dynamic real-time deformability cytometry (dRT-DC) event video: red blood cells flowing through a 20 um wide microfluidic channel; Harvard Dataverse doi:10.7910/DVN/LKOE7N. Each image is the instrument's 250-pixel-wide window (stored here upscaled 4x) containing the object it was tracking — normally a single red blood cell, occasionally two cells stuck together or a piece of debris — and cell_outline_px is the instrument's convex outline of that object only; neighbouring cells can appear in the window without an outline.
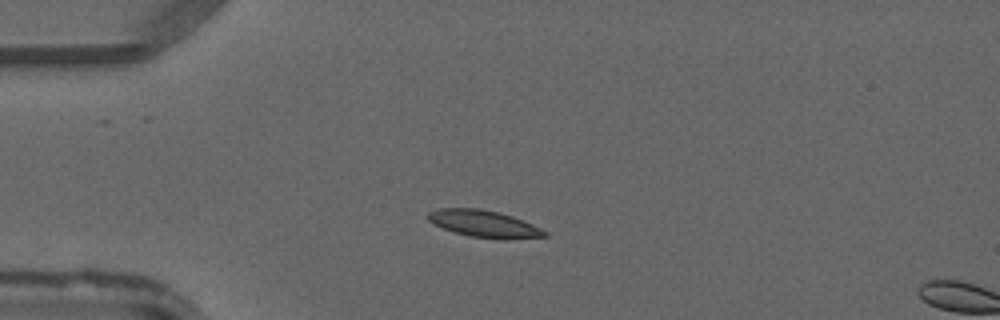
{"species": "common noctule bat (a hibernating species)", "species_latin": "Nyctalus noctula", "temperature_condition": "warm", "stored_images_in_passage": 6, "camera_frame_rate_fps": 3000, "um_per_image_px": 0.085, "animal": {"sex": "male", "forearm_length_mm": 52.5}, "frame": {"image": 1, "passage_image": 4, "time_ms": 1.0, "image_size_px": [1000, 320], "cell_outline_px": [[548, 236], [508, 240], [500, 240], [472, 236], [456, 232], [432, 224], [428, 220], [428, 212], [440, 208], [480, 208], [500, 212], [512, 216], [532, 224], [548, 232]], "centroid_in_image_um": [41.17, 19.02], "position_along_channel_um": 43.8, "area_um2": 18.44}}